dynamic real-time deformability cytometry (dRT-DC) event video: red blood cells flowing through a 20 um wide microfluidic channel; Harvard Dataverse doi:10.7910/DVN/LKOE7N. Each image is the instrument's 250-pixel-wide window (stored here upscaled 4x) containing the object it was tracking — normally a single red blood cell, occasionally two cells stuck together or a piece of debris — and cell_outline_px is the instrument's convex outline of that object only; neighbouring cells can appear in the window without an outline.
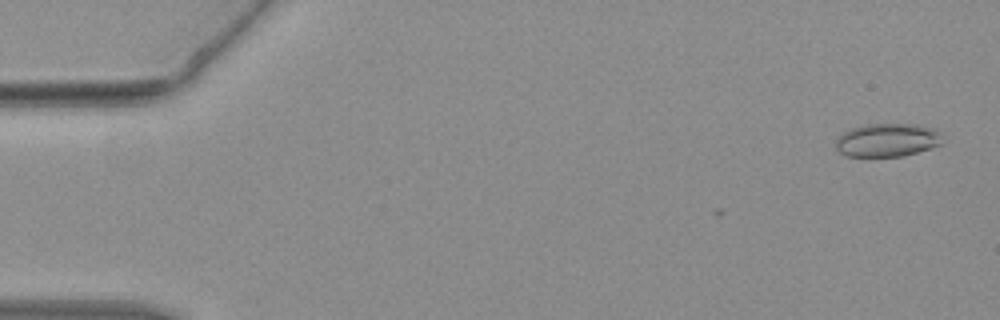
{"species": "common noctule bat (a hibernating species)", "species_latin": "Nyctalus noctula", "temperature_condition": "warm", "stored_images_in_passage": 2, "camera_frame_rate_fps": 3000, "um_per_image_px": 0.085, "animal": {"sex": "female", "body_mass_g": 19.3, "forearm_length_mm": 54.1}, "frame": {"image": 1, "passage_image": 2, "time_ms": 0.333, "image_size_px": [1000, 320], "cell_outline_px": [[940, 144], [932, 148], [900, 156], [848, 156], [840, 152], [836, 148], [836, 136], [860, 124], [916, 124], [936, 128], [940, 132]], "centroid_in_image_um": [75.4, 11.89], "position_along_channel_um": 9.6, "area_um2": 20.75}}